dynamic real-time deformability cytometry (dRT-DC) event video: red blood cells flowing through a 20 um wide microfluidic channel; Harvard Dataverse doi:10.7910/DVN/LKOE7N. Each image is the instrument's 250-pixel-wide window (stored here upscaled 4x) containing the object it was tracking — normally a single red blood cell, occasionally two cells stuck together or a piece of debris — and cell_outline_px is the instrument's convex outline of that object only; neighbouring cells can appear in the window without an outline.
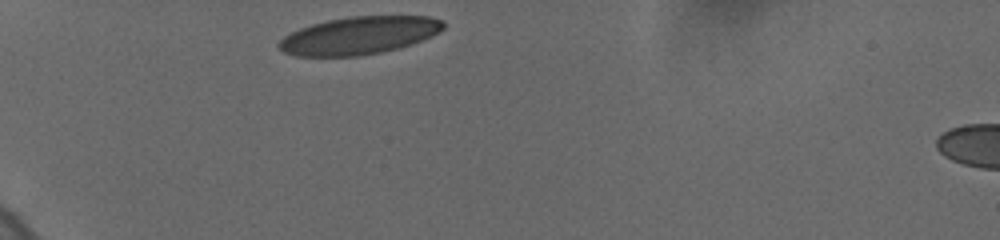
{"species": "human", "species_latin": "Homo sapiens", "temperature_condition": "cold", "stored_images_in_passage": 9, "camera_frame_rate_fps": 3000, "um_per_image_px": 0.085, "donor": {"sex": "female"}, "frame": {"image": 1, "passage_image": 1, "time_ms": 0.0, "image_size_px": [1000, 240], "cell_outline_px": [[444, 28], [412, 44], [380, 52], [360, 56], [296, 56], [284, 52], [276, 44], [284, 36], [300, 28], [312, 24], [328, 20], [348, 16], [432, 16], [444, 20]], "centroid_in_image_um": [30.5, 3.01], "position_along_channel_um": 54.5, "area_um2": 35.89}}
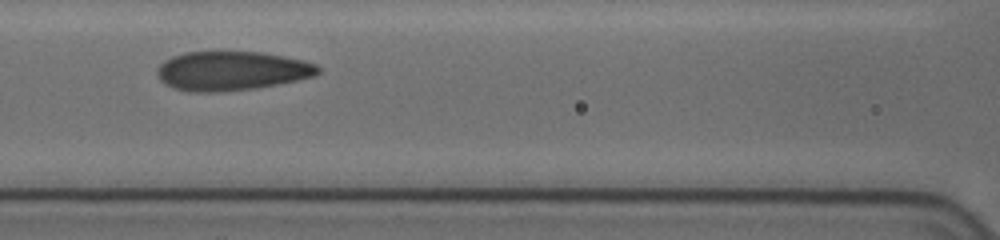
{"frame": {"image": 2, "passage_image": 4, "time_ms": 3.333, "image_size_px": [1000, 240], "cell_outline_px": [[320, 72], [316, 76], [256, 88], [220, 92], [188, 92], [172, 88], [164, 84], [160, 80], [156, 72], [156, 68], [164, 60], [172, 56], [184, 52], [260, 52], [300, 60], [316, 64], [320, 68]], "centroid_in_image_um": [19.62, 6.04], "position_along_channel_um": 147.0, "area_um2": 36.76}}
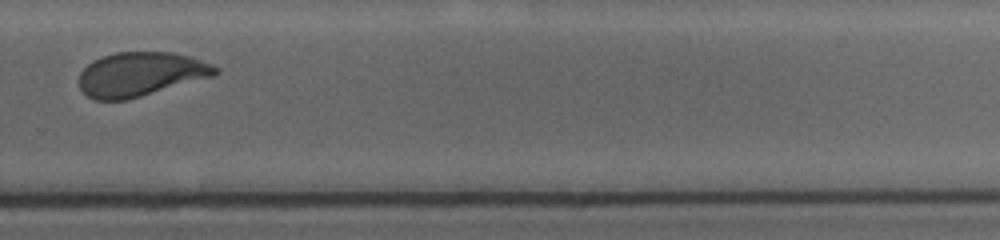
{"frame": {"image": 3, "passage_image": 8, "time_ms": 8.0, "image_size_px": [1000, 240], "cell_outline_px": [[220, 72], [212, 76], [128, 100], [96, 100], [88, 96], [80, 88], [80, 72], [92, 60], [100, 56], [116, 52], [172, 52], [188, 56], [212, 64], [220, 68]], "centroid_in_image_um": [11.94, 6.3], "position_along_channel_um": 317.9, "area_um2": 34.97}}